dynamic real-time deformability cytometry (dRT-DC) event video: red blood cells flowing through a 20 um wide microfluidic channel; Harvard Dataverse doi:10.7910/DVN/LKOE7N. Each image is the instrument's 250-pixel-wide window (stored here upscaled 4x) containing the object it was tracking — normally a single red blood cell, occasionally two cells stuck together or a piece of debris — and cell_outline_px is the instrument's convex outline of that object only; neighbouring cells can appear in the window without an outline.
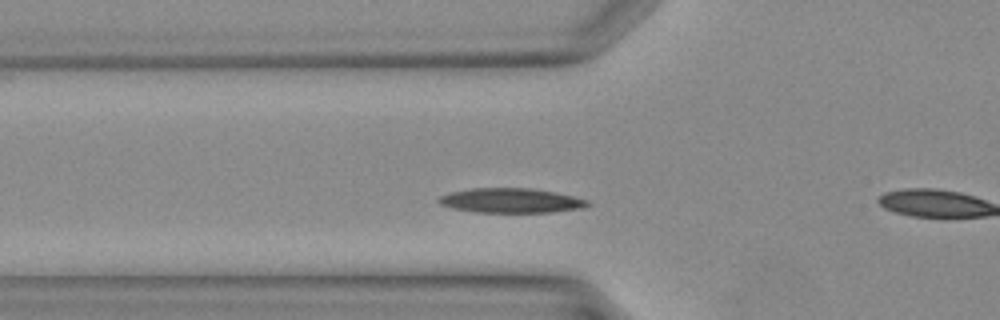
{"species": "Egyptian fruit bat (a non-hibernating species)", "species_latin": "Rousettus aegyptiacus", "temperature_condition": "warm", "stored_images_in_passage": 30, "camera_frame_rate_fps": 3000, "um_per_image_px": 0.085, "animal": {"sex": "female"}, "frame": {"image": 1, "passage_image": 5, "time_ms": 1.333, "image_size_px": [1000, 320], "cell_outline_px": [[592, 204], [580, 208], [552, 212], [476, 212], [452, 208], [440, 204], [436, 200], [440, 196], [452, 192], [472, 188], [528, 188], [556, 192], [588, 200]], "centroid_in_image_um": [43.42, 17.04], "position_along_channel_um": 82.4, "area_um2": 21.21}}
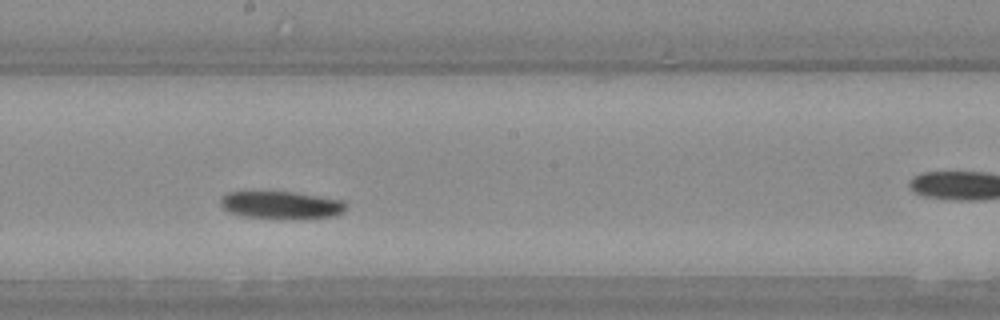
{"frame": {"image": 2, "passage_image": 13, "time_ms": 4.0, "image_size_px": [1000, 320], "cell_outline_px": [[348, 208], [344, 212], [336, 216], [304, 220], [280, 220], [244, 216], [228, 212], [220, 204], [220, 200], [228, 192], [296, 192], [344, 200], [348, 204]], "centroid_in_image_um": [24.01, 17.47], "position_along_channel_um": 224.2, "area_um2": 20.98}}